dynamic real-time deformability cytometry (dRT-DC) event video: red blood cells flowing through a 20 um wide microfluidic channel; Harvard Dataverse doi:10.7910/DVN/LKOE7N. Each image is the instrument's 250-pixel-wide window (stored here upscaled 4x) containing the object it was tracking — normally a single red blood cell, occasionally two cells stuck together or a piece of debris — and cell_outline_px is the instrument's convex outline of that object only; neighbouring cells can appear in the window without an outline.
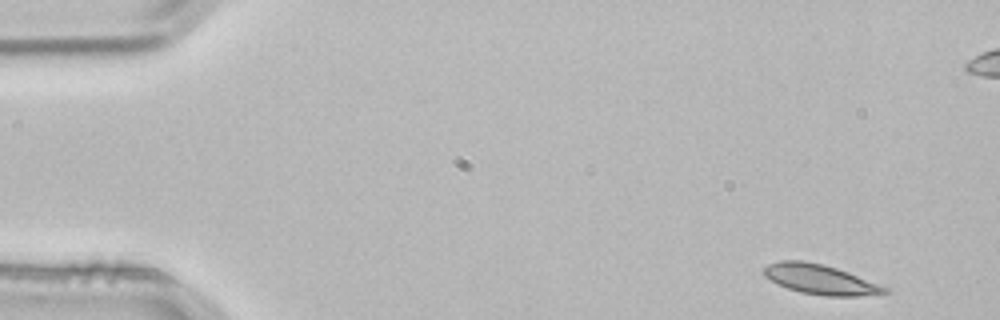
{"species": "common noctule bat (a hibernating species)", "species_latin": "Nyctalus noctula", "temperature_condition": "room temperature", "stored_images_in_passage": 4, "camera_frame_rate_fps": 3000, "um_per_image_px": 0.085, "animal": {"sex": "male", "body_mass_g": 21.5, "forearm_length_mm": 52.0}, "frame": {"image": 1, "passage_image": 1, "time_ms": 0.0, "image_size_px": [1000, 320], "cell_outline_px": [[888, 292], [856, 296], [824, 296], [800, 292], [788, 288], [764, 276], [760, 272], [768, 264], [780, 260], [804, 260], [824, 264], [848, 272], [888, 288]], "centroid_in_image_um": [69.66, 23.73], "position_along_channel_um": 15.3, "area_um2": 20.81}}